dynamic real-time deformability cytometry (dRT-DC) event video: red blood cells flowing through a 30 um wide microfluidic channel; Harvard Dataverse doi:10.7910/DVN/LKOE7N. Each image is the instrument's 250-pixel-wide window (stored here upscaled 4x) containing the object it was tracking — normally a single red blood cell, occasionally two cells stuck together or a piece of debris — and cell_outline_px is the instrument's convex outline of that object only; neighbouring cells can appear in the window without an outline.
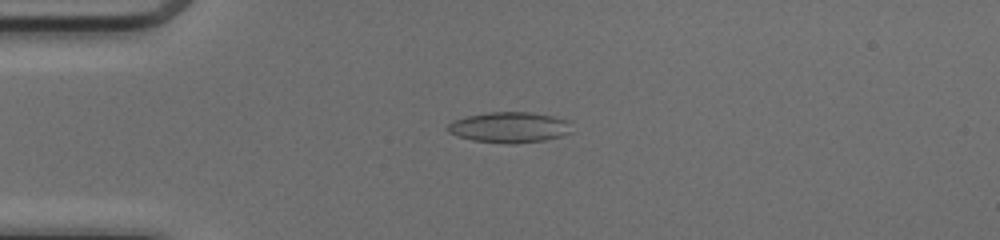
{"species": "common noctule bat (a hibernating species)", "species_latin": "Nyctalus noctula", "temperature_condition": "cold", "stored_images_in_passage": 50, "camera_frame_rate_fps": 3000, "um_per_image_px": 0.085, "animal": {"sex": "female", "body_mass_g": 17.0, "forearm_length_mm": 48.0}, "frame": {"image": 1, "passage_image": 13, "time_ms": 4.0, "image_size_px": [1000, 240], "cell_outline_px": [[572, 132], [560, 136], [544, 140], [512, 144], [508, 144], [472, 140], [456, 136], [448, 132], [448, 124], [452, 120], [468, 116], [488, 112], [532, 112], [556, 116], [572, 120]], "centroid_in_image_um": [43.36, 10.81], "position_along_channel_um": 41.6, "area_um2": 22.54}}
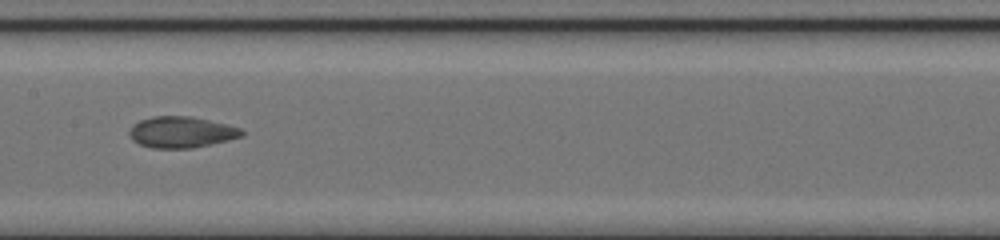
{"frame": {"image": 2, "passage_image": 26, "time_ms": 8.333, "image_size_px": [1000, 240], "cell_outline_px": [[244, 136], [228, 140], [192, 148], [152, 148], [140, 144], [132, 140], [128, 132], [132, 124], [140, 120], [152, 116], [192, 116], [240, 128], [244, 132]], "centroid_in_image_um": [15.38, 11.23], "position_along_channel_um": 192.0, "area_um2": 20.4}}
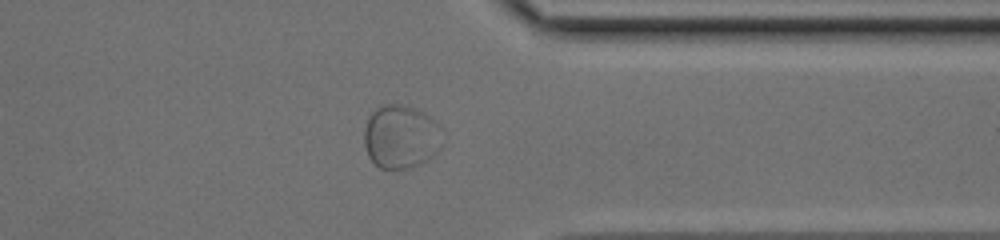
{"frame": {"image": 3, "passage_image": 40, "time_ms": 13.0, "image_size_px": [1000, 240], "cell_outline_px": [[440, 148], [436, 156], [424, 164], [412, 168], [380, 168], [368, 156], [364, 144], [364, 128], [368, 116], [376, 108], [388, 104], [400, 104], [412, 108], [436, 120]], "centroid_in_image_um": [34.04, 11.66], "position_along_channel_um": 377.4, "area_um2": 28.84}}